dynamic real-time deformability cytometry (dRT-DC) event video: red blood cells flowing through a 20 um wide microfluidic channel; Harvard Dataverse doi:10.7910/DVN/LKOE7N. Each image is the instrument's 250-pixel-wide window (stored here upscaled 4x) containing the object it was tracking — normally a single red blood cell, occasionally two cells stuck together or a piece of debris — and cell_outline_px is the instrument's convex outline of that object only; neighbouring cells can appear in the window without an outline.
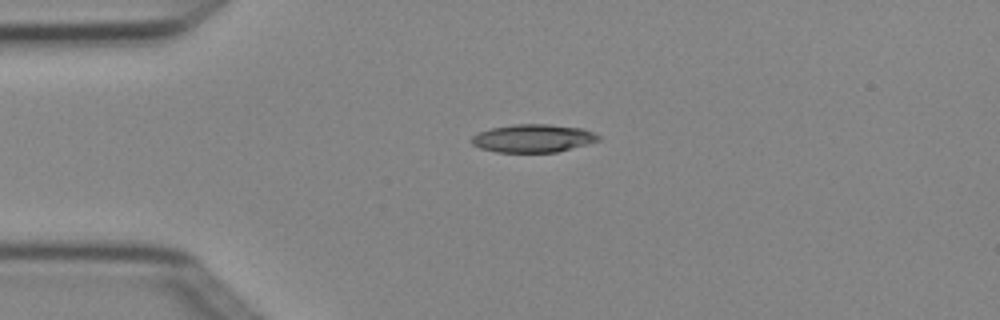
{"species": "Egyptian fruit bat (a non-hibernating species)", "species_latin": "Rousettus aegyptiacus", "temperature_condition": "cold", "stored_images_in_passage": 4, "camera_frame_rate_fps": 3000, "um_per_image_px": 0.085, "animal": {"sex": "female"}, "frame": {"image": 1, "passage_image": 3, "time_ms": 0.667, "image_size_px": [1000, 320], "cell_outline_px": [[600, 140], [556, 152], [496, 152], [480, 148], [472, 144], [468, 140], [476, 132], [492, 128], [516, 124], [548, 124], [584, 128], [600, 136]], "centroid_in_image_um": [45.26, 11.75], "position_along_channel_um": 39.7, "area_um2": 20.75}}